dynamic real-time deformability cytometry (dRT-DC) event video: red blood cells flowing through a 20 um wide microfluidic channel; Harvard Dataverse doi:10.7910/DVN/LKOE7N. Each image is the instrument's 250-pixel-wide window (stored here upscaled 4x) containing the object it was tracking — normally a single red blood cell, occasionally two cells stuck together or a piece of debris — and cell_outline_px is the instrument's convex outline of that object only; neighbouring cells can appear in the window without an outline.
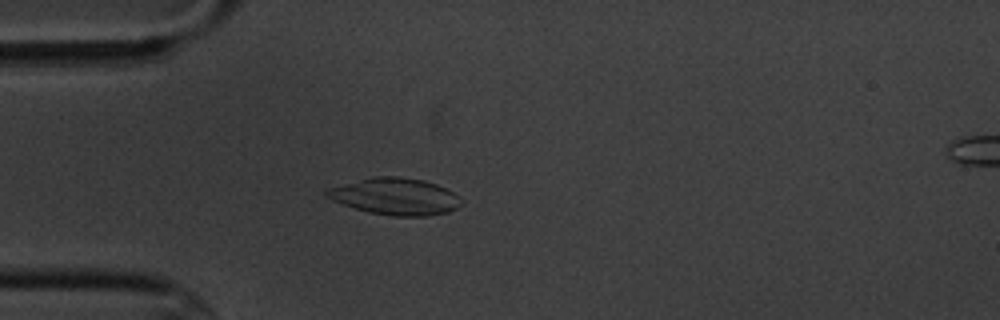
{"species": "common noctule bat (a hibernating species)", "species_latin": "Nyctalus noctula", "temperature_condition": "cold", "stored_images_in_passage": 5, "segment_of_instrument_passage": [1, 2], "camera_frame_rate_fps": 3000, "um_per_image_px": 0.085, "animal": {"sex": "male", "body_mass_g": 20.1, "forearm_length_mm": 53.5}, "frame": {"image": 1, "passage_image": 4, "time_ms": 3.333, "image_size_px": [1000, 320], "cell_outline_px": [[464, 204], [448, 212], [428, 216], [392, 216], [368, 212], [332, 200], [324, 196], [324, 188], [372, 176], [400, 176], [424, 180], [436, 184], [460, 196], [464, 200]], "centroid_in_image_um": [33.59, 16.69], "position_along_channel_um": 51.4, "area_um2": 29.25}}